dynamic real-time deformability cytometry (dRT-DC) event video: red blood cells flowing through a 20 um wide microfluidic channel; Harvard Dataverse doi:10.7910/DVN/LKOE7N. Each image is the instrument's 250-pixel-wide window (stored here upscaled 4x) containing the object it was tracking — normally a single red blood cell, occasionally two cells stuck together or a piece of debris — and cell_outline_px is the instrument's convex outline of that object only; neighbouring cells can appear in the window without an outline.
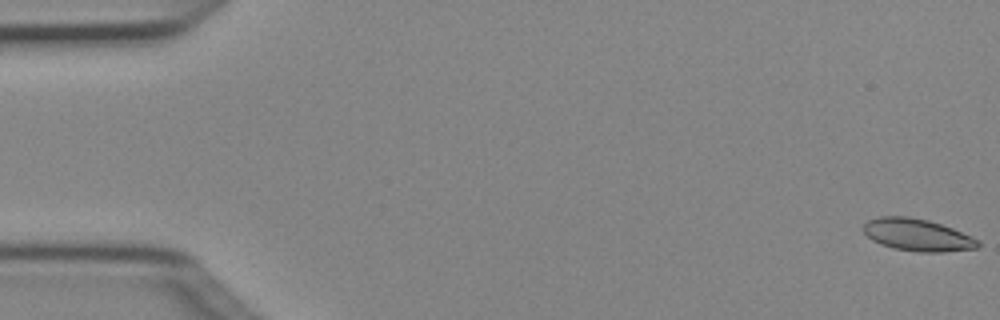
{"species": "Egyptian fruit bat (a non-hibernating species)", "species_latin": "Rousettus aegyptiacus", "temperature_condition": "cold", "stored_images_in_passage": 6, "camera_frame_rate_fps": 3000, "um_per_image_px": 0.085, "animal": {"sex": "female"}, "frame": {"image": 1, "passage_image": 1, "time_ms": 0.0, "image_size_px": [1000, 320], "cell_outline_px": [[980, 244], [976, 248], [944, 252], [920, 252], [892, 248], [880, 244], [872, 240], [864, 232], [864, 224], [868, 220], [880, 216], [908, 216], [928, 220], [952, 228], [980, 240]], "centroid_in_image_um": [77.97, 19.97], "position_along_channel_um": 7.0, "area_um2": 21.44}}
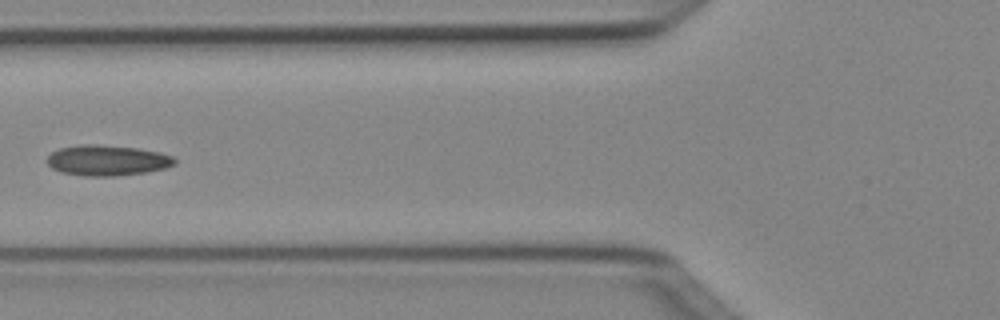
{"frame": {"image": 2, "passage_image": 5, "time_ms": 1.333, "image_size_px": [1000, 320], "cell_outline_px": [[176, 164], [164, 168], [144, 172], [116, 176], [84, 176], [60, 172], [52, 168], [48, 164], [48, 156], [52, 152], [60, 148], [84, 144], [92, 144], [136, 148], [160, 152], [172, 156], [176, 160]], "centroid_in_image_um": [9.11, 13.63], "position_along_channel_um": 116.7, "area_um2": 22.54}}
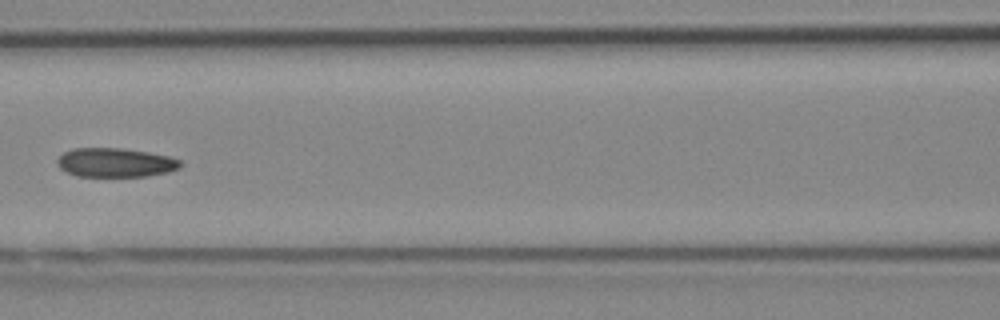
{"frame": {"image": 3, "passage_image": 6, "time_ms": 1.667, "image_size_px": [1000, 320], "cell_outline_px": [[184, 164], [180, 168], [168, 172], [148, 176], [76, 176], [60, 168], [56, 164], [56, 160], [64, 152], [72, 148], [124, 148], [148, 152], [168, 156], [180, 160]], "centroid_in_image_um": [9.82, 13.81], "position_along_channel_um": 156.8, "area_um2": 20.98}}